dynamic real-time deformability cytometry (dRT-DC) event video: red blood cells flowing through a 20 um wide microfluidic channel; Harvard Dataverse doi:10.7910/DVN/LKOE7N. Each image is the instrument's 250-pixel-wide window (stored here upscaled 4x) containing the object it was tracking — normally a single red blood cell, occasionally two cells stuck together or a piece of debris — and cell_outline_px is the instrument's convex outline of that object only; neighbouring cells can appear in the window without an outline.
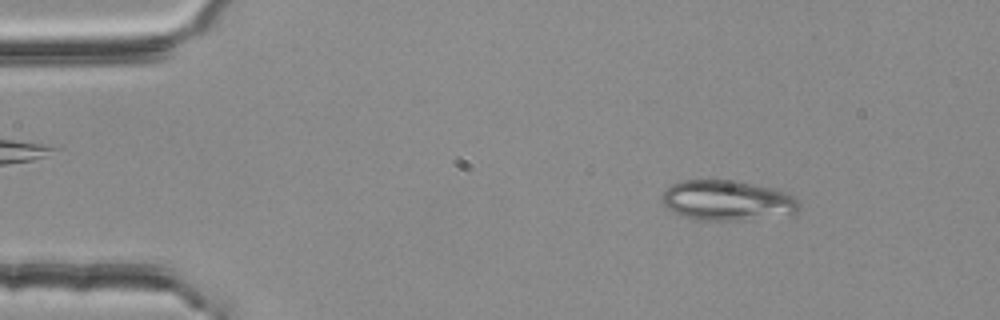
{"species": "common noctule bat (a hibernating species)", "species_latin": "Nyctalus noctula", "temperature_condition": "room temperature", "stored_images_in_passage": 54, "camera_frame_rate_fps": 3000, "um_per_image_px": 0.085, "animal": {"sex": "female", "body_mass_g": 25.1}, "frame": {"image": 1, "passage_image": 7, "time_ms": 2.0, "image_size_px": [1000, 320], "cell_outline_px": [[800, 204], [796, 212], [740, 220], [696, 220], [680, 216], [664, 208], [660, 200], [664, 192], [672, 184], [684, 180], [728, 180], [772, 188], [788, 192], [800, 200]], "centroid_in_image_um": [61.74, 17.04], "position_along_channel_um": 23.3, "area_um2": 31.96}}
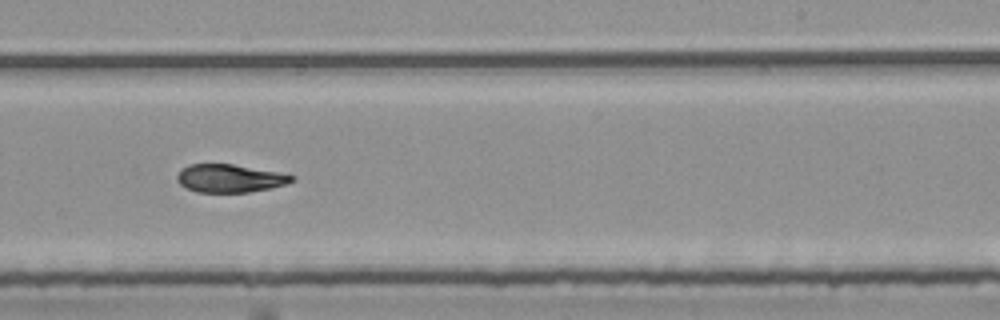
{"frame": {"image": 2, "passage_image": 33, "time_ms": 10.667, "image_size_px": [1000, 320], "cell_outline_px": [[296, 180], [288, 184], [272, 188], [248, 192], [196, 192], [180, 184], [176, 180], [176, 176], [180, 168], [188, 164], [232, 164], [288, 172], [296, 176]], "centroid_in_image_um": [19.62, 15.14], "position_along_channel_um": 269.4, "area_um2": 19.36}}
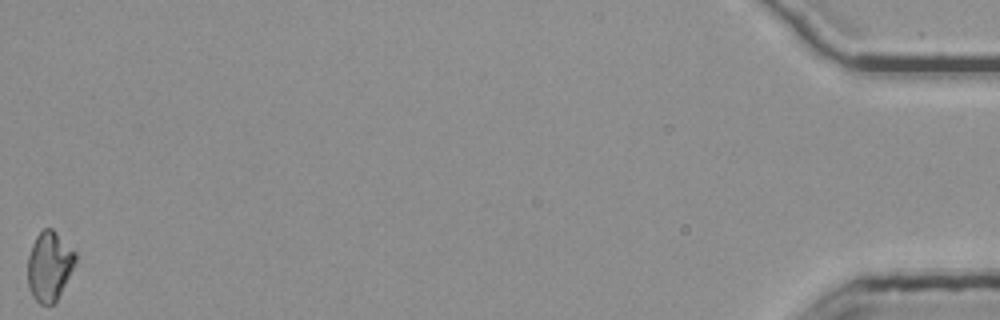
{"frame": {"image": 3, "passage_image": 54, "time_ms": 17.667, "image_size_px": [1000, 320], "cell_outline_px": [[76, 260], [56, 300], [52, 304], [40, 304], [32, 296], [28, 288], [28, 256], [32, 244], [36, 236], [44, 228], [52, 228], [76, 252]], "centroid_in_image_um": [4.17, 22.6], "position_along_channel_um": 431.0, "area_um2": 18.96}, "authors_computed_cell_mechanics": {"area_um2": 19.9988, "velocity_mm_per_s": 3.7491, "shape_relaxation_time_tau1_ms": 5.6787, "shape_relaxation_time_tau2_ms": 3.3198, "deformation_change_tau1": 0.1877, "deformation_change_tau2": 0.0798}}